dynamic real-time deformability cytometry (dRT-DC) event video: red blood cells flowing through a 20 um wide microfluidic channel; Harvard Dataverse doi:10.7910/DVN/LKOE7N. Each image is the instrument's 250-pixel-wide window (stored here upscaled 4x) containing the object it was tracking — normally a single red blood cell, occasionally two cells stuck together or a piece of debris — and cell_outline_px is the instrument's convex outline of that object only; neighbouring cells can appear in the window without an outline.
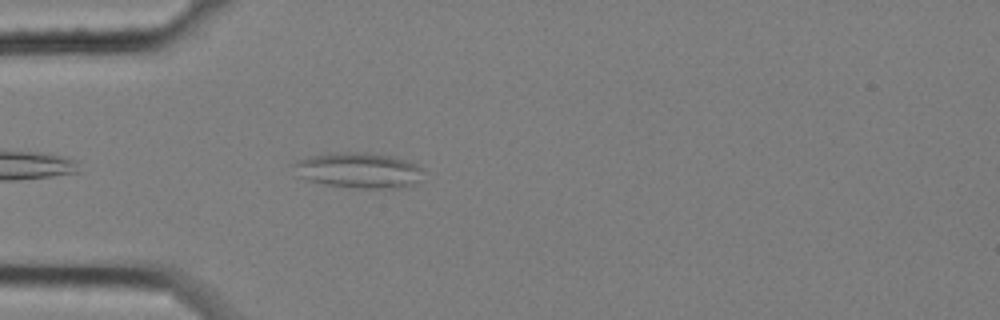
{"species": "common noctule bat (a hibernating species)", "species_latin": "Nyctalus noctula", "temperature_condition": "cold", "stored_images_in_passage": 5, "camera_frame_rate_fps": 3000, "um_per_image_px": 0.085, "animal": {"sex": "female", "body_mass_g": 25.1}, "frame": {"image": 1, "passage_image": 5, "time_ms": 1.333, "image_size_px": [1000, 320], "cell_outline_px": [[424, 180], [416, 184], [404, 188], [352, 188], [324, 184], [308, 180], [296, 176], [288, 164], [296, 160], [312, 156], [344, 152], [364, 152], [392, 156], [416, 164], [424, 168]], "centroid_in_image_um": [30.5, 14.5], "position_along_channel_um": 54.5, "area_um2": 27.51}}